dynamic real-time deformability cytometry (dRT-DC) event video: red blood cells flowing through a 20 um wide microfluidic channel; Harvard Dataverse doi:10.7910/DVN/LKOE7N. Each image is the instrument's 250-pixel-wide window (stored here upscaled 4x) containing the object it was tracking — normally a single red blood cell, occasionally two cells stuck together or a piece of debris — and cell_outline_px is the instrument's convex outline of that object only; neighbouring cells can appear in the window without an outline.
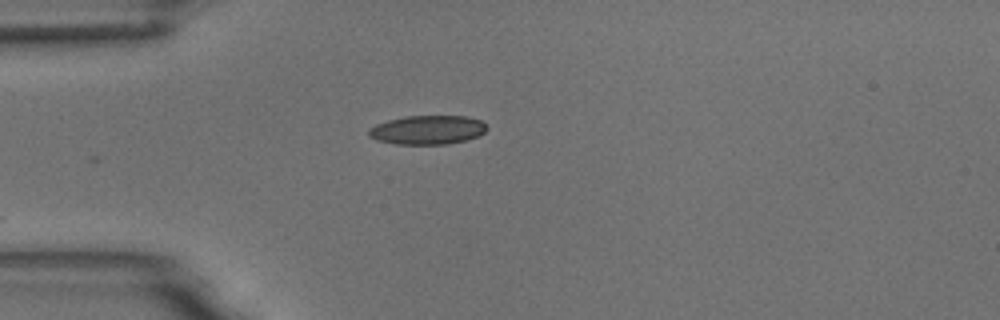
{"species": "common noctule bat (a hibernating species)", "species_latin": "Nyctalus noctula", "temperature_condition": "room temperature", "stored_images_in_passage": 4, "camera_frame_rate_fps": 3000, "um_per_image_px": 0.085, "animal": {"sex": "male", "body_mass_g": 18.8}, "frame": {"image": 1, "passage_image": 1, "time_ms": 0.0, "image_size_px": [1000, 320], "cell_outline_px": [[488, 128], [480, 136], [448, 144], [396, 144], [376, 140], [368, 136], [368, 128], [376, 124], [388, 120], [404, 116], [468, 116], [480, 120], [488, 124]], "centroid_in_image_um": [36.35, 11.03], "position_along_channel_um": 48.7, "area_um2": 20.17}}